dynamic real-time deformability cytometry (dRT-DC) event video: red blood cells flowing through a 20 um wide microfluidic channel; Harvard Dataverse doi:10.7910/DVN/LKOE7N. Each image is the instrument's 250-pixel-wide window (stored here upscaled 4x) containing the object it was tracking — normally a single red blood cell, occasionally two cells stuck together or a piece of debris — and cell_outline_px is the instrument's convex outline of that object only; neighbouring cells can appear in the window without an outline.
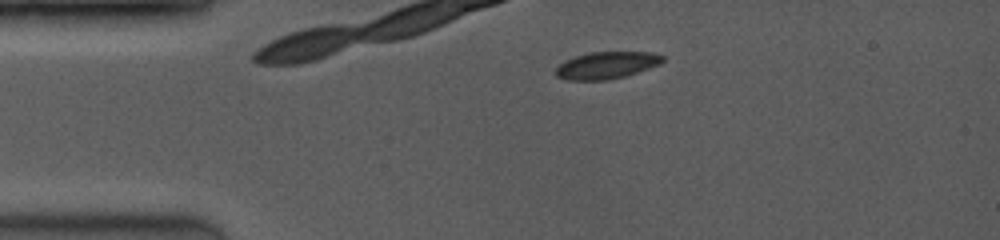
{"species": "common noctule bat (a hibernating species)", "species_latin": "Nyctalus noctula", "temperature_condition": "room temperature", "stored_images_in_passage": 14, "camera_frame_rate_fps": 3500, "um_per_image_px": 0.085, "animal": {"sex": "female", "body_mass_g": 19.0, "forearm_length_mm": 53.3}, "frame": {"image": 1, "passage_image": 1, "time_ms": 0.0, "image_size_px": [1000, 240], "cell_outline_px": [[664, 60], [660, 64], [624, 76], [608, 80], [568, 80], [556, 76], [556, 68], [564, 60], [588, 52], [652, 52], [664, 56]], "centroid_in_image_um": [51.54, 5.54], "position_along_channel_um": 33.5, "area_um2": 16.76}}